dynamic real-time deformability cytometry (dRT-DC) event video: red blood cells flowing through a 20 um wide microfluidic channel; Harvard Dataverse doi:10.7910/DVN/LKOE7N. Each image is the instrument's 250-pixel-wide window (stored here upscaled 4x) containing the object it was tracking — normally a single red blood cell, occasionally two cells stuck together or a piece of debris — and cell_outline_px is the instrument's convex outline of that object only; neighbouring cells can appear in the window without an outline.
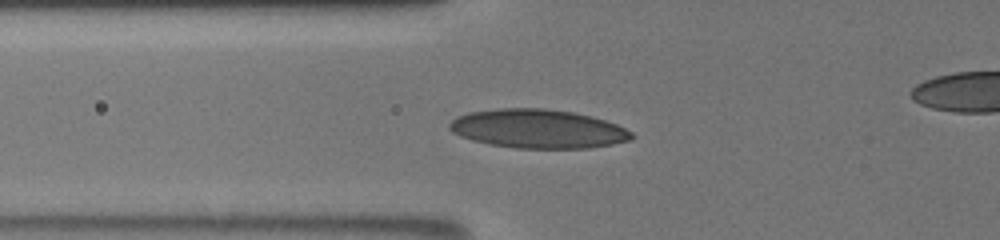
{"species": "human", "species_latin": "Homo sapiens", "temperature_condition": "room temperature", "stored_images_in_passage": 49, "camera_frame_rate_fps": 3000, "um_per_image_px": 0.085, "donor": {"sex": "male"}, "frame": {"image": 1, "passage_image": 18, "time_ms": 5.667, "image_size_px": [1000, 240], "cell_outline_px": [[636, 136], [632, 140], [612, 144], [588, 148], [516, 148], [492, 144], [472, 140], [460, 136], [452, 132], [448, 128], [448, 124], [456, 116], [468, 112], [496, 108], [544, 108], [572, 112], [592, 116], [616, 124], [632, 132]], "centroid_in_image_um": [45.72, 10.94], "position_along_channel_um": 80.1, "area_um2": 41.38}}
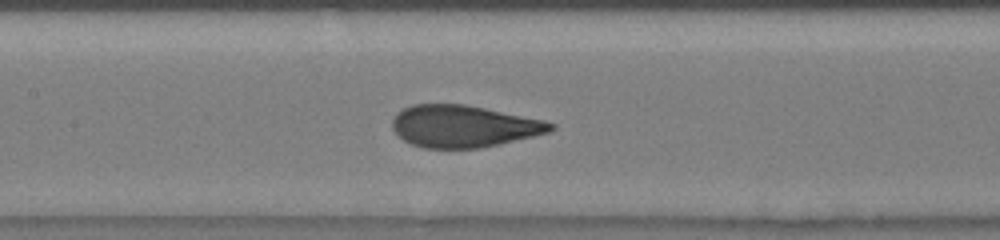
{"frame": {"image": 2, "passage_image": 25, "time_ms": 8.0, "image_size_px": [1000, 240], "cell_outline_px": [[556, 128], [552, 132], [480, 148], [424, 148], [412, 144], [396, 136], [392, 128], [392, 120], [396, 112], [412, 104], [464, 104], [544, 120], [556, 124]], "centroid_in_image_um": [39.39, 10.73], "position_along_channel_um": 168.0, "area_um2": 38.9}}
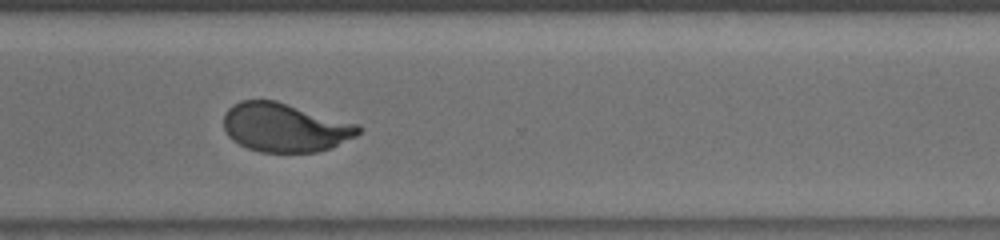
{"frame": {"image": 3, "passage_image": 39, "time_ms": 12.667, "image_size_px": [1000, 240], "cell_outline_px": [[360, 132], [356, 136], [332, 148], [316, 152], [260, 152], [248, 148], [232, 140], [228, 136], [224, 128], [224, 112], [232, 104], [240, 100], [276, 100], [356, 124], [360, 128]], "centroid_in_image_um": [24.18, 10.84], "position_along_channel_um": 346.4, "area_um2": 38.26}}